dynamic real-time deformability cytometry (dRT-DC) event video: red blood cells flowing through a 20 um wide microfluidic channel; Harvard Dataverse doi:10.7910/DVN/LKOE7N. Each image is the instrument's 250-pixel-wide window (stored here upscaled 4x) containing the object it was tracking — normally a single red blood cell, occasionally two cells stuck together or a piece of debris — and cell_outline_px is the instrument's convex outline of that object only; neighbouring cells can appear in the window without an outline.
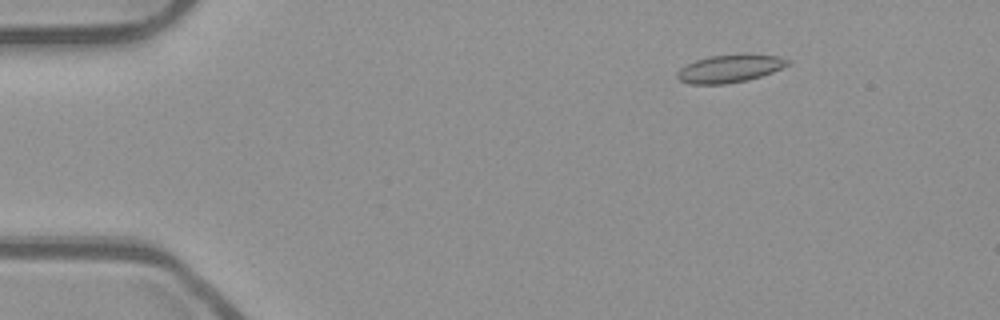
{"species": "common noctule bat (a hibernating species)", "species_latin": "Nyctalus noctula", "temperature_condition": "room temperature", "stored_images_in_passage": 50, "camera_frame_rate_fps": 3000, "um_per_image_px": 0.085, "animal": {"sex": "male", "body_mass_g": 23.1, "forearm_length_mm": 52.7}, "frame": {"image": 1, "passage_image": 4, "time_ms": 1.0, "image_size_px": [1000, 320], "cell_outline_px": [[792, 64], [772, 72], [748, 80], [724, 84], [688, 84], [680, 80], [676, 76], [676, 72], [680, 68], [696, 60], [708, 56], [780, 56], [792, 60]], "centroid_in_image_um": [62.02, 5.86], "position_along_channel_um": 23.0, "area_um2": 17.46}}
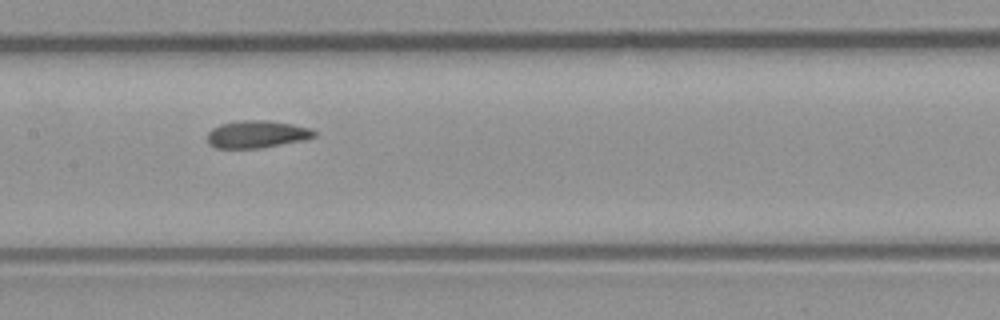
{"frame": {"image": 2, "passage_image": 23, "time_ms": 7.333, "image_size_px": [1000, 320], "cell_outline_px": [[316, 136], [304, 140], [260, 148], [216, 148], [208, 144], [208, 132], [212, 128], [220, 124], [236, 120], [264, 120], [292, 124], [312, 128], [316, 132]], "centroid_in_image_um": [21.82, 11.4], "position_along_channel_um": 185.6, "area_um2": 17.17}}
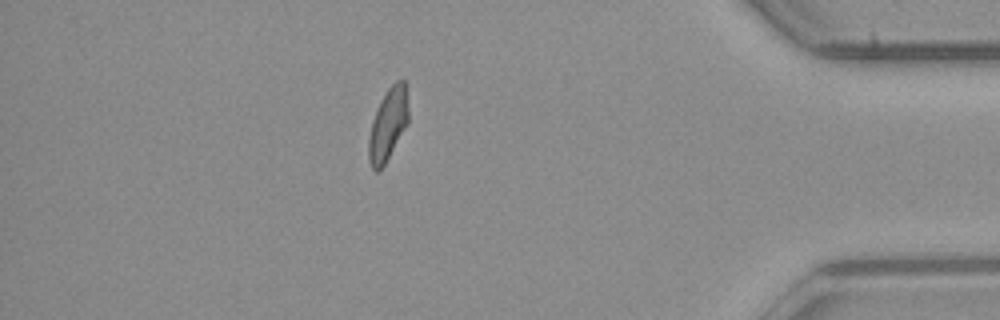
{"frame": {"image": 3, "passage_image": 43, "time_ms": 14.0, "image_size_px": [1000, 320], "cell_outline_px": [[408, 124], [384, 164], [376, 172], [372, 168], [368, 160], [368, 140], [372, 120], [376, 108], [380, 100], [388, 88], [396, 80], [404, 80], [408, 108]], "centroid_in_image_um": [32.96, 10.57], "position_along_channel_um": 402.2, "area_um2": 16.65}, "authors_computed_cell_mechanics": {"area_um2": 17.0799, "velocity_mm_per_s": 3.8844, "shape_relaxation_time_tau1_ms": null, "shape_relaxation_time_tau2_ms": 1.9534, "deformation_change_tau1": null, "deformation_change_tau2": 0.0793}}